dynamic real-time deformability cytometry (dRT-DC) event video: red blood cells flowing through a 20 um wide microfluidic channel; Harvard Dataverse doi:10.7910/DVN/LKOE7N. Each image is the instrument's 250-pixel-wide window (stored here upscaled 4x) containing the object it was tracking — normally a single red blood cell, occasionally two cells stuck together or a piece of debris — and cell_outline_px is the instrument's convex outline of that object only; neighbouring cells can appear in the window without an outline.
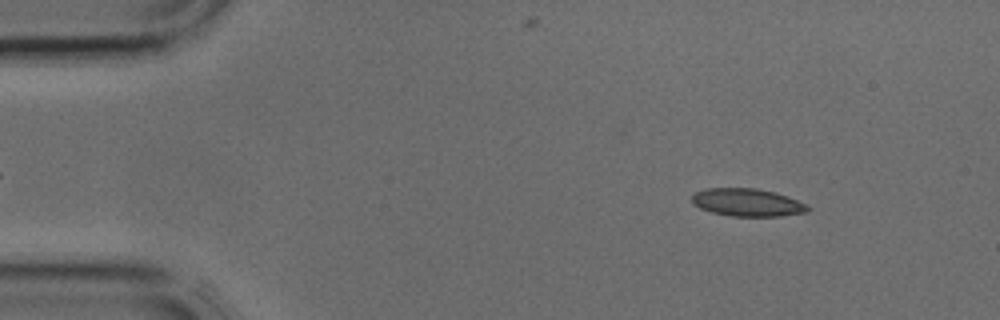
{"species": "common noctule bat (a hibernating species)", "species_latin": "Nyctalus noctula", "temperature_condition": "cold", "stored_images_in_passage": 3, "camera_frame_rate_fps": 3000, "um_per_image_px": 0.085, "animal": {"sex": "male", "body_mass_g": 17.9, "forearm_length_mm": 54.2}, "frame": {"image": 1, "passage_image": 1, "time_ms": 0.0, "image_size_px": [1000, 320], "cell_outline_px": [[812, 208], [808, 212], [780, 216], [732, 216], [712, 212], [700, 208], [692, 204], [692, 196], [696, 192], [704, 188], [756, 188], [788, 196], [808, 204]], "centroid_in_image_um": [63.55, 17.21], "position_along_channel_um": 21.4, "area_um2": 18.84}}
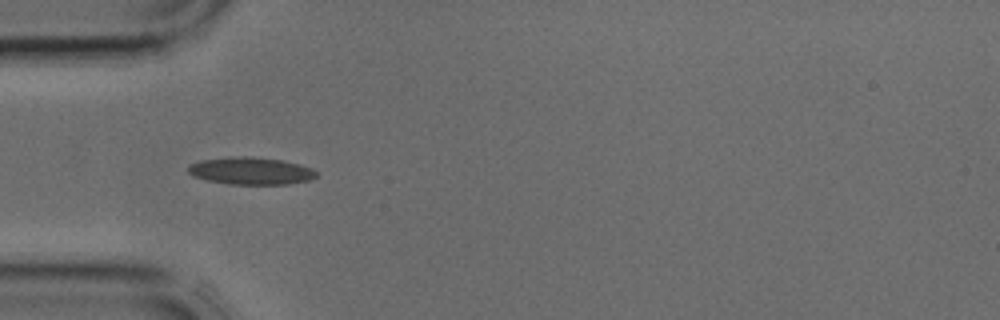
{"frame": {"image": 2, "passage_image": 3, "time_ms": 0.667, "image_size_px": [1000, 320], "cell_outline_px": [[316, 176], [308, 180], [288, 184], [232, 184], [208, 180], [192, 176], [188, 172], [188, 168], [192, 164], [200, 160], [240, 156], [252, 156], [284, 160], [300, 164], [312, 168], [316, 172]], "centroid_in_image_um": [21.34, 14.52], "position_along_channel_um": 63.7, "area_um2": 20.29}}